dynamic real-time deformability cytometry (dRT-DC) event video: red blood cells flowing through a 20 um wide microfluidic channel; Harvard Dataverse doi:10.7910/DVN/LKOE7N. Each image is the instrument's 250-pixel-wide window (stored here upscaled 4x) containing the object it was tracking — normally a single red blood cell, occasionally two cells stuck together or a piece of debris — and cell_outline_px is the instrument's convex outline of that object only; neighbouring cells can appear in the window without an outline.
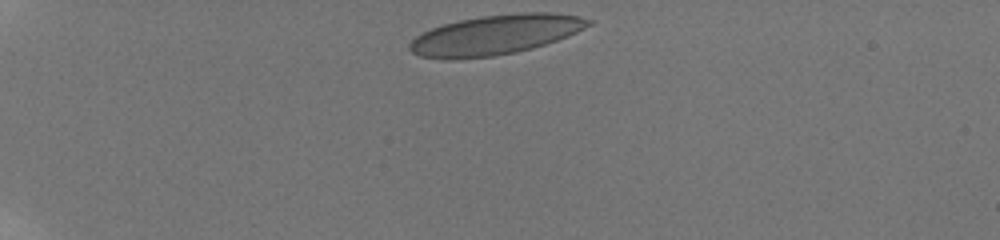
{"species": "human", "species_latin": "Homo sapiens", "temperature_condition": "room temperature", "stored_images_in_passage": 39, "camera_frame_rate_fps": 3000, "um_per_image_px": 0.085, "donor": {"sex": "male"}, "frame": {"image": 1, "passage_image": 1, "time_ms": 0.0, "image_size_px": [1000, 240], "cell_outline_px": [[592, 24], [568, 36], [532, 48], [516, 52], [492, 56], [452, 60], [444, 60], [420, 56], [412, 52], [408, 48], [408, 44], [416, 36], [432, 28], [444, 24], [460, 20], [484, 16], [520, 12], [552, 12], [580, 16], [592, 20]], "centroid_in_image_um": [42.1, 2.96], "position_along_channel_um": 42.9, "area_um2": 41.38}}
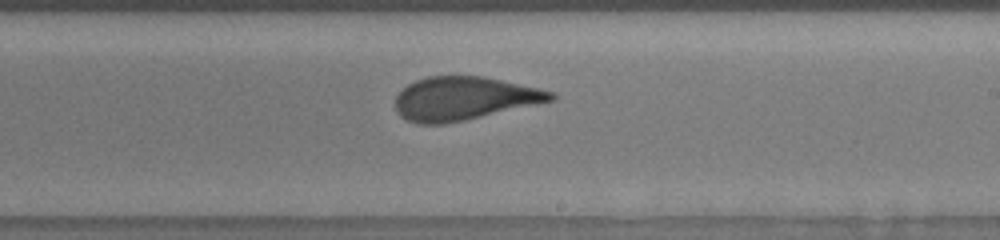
{"frame": {"image": 2, "passage_image": 23, "time_ms": 7.333, "image_size_px": [1000, 240], "cell_outline_px": [[556, 96], [552, 100], [464, 120], [444, 124], [420, 124], [408, 120], [400, 116], [396, 112], [396, 96], [408, 84], [416, 80], [428, 76], [484, 76], [536, 88], [552, 92]], "centroid_in_image_um": [39.37, 8.37], "position_along_channel_um": 249.6, "area_um2": 38.61}}
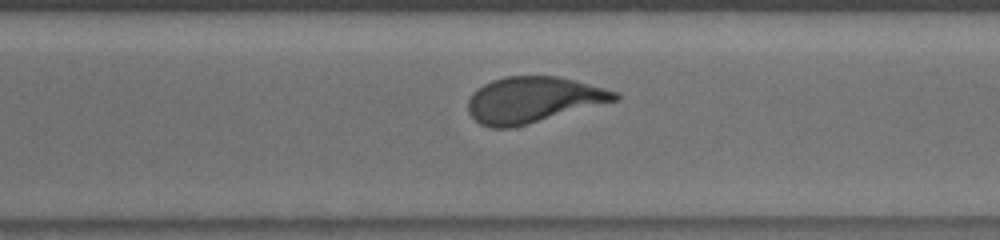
{"frame": {"image": 3, "passage_image": 29, "time_ms": 9.333, "image_size_px": [1000, 240], "cell_outline_px": [[620, 100], [512, 128], [492, 128], [480, 124], [468, 112], [468, 100], [484, 84], [492, 80], [508, 76], [560, 76], [604, 88], [616, 92], [620, 96]], "centroid_in_image_um": [45.34, 8.49], "position_along_channel_um": 325.3, "area_um2": 39.07}, "authors_computed_cell_mechanics": {"area_um2": 39.7664, "velocity_mm_per_s": 3.7929, "shape_relaxation_time_tau1_ms": 7.9598, "shape_relaxation_time_tau2_ms": null, "deformation_change_tau1": 0.2314, "deformation_change_tau2": null}}